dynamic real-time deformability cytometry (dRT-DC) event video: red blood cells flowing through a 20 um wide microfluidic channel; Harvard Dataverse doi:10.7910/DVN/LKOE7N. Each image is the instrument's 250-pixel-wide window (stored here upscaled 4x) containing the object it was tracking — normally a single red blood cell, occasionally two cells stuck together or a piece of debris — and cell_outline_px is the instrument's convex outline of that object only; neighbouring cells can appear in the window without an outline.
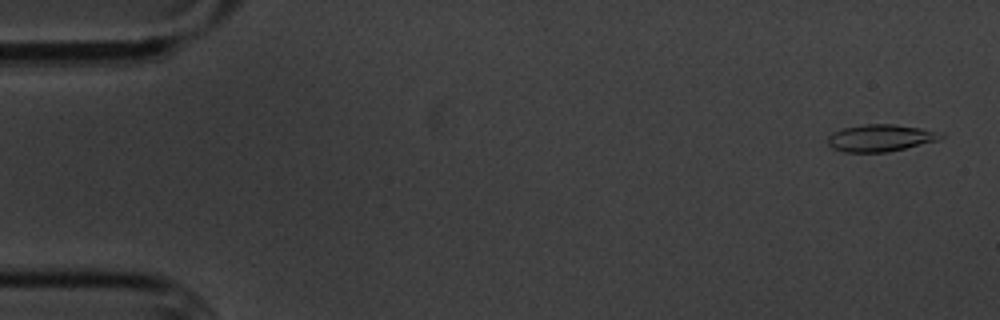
{"species": "common noctule bat (a hibernating species)", "species_latin": "Nyctalus noctula", "temperature_condition": "cold", "stored_images_in_passage": 57, "camera_frame_rate_fps": 3000, "um_per_image_px": 0.085, "animal": {"sex": "male", "body_mass_g": 20.1, "forearm_length_mm": 53.5}, "frame": {"image": 1, "passage_image": 2, "time_ms": 0.333, "image_size_px": [1000, 320], "cell_outline_px": [[944, 136], [936, 140], [888, 152], [844, 152], [832, 148], [828, 144], [828, 136], [832, 132], [844, 128], [864, 124], [892, 124], [920, 128], [944, 132]], "centroid_in_image_um": [74.81, 11.72], "position_along_channel_um": 10.2, "area_um2": 17.69}}
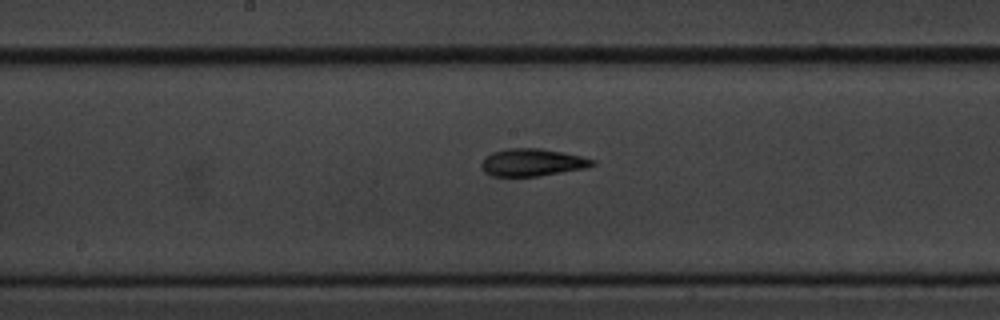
{"frame": {"image": 2, "passage_image": 29, "time_ms": 9.333, "image_size_px": [1000, 320], "cell_outline_px": [[596, 164], [588, 168], [536, 176], [492, 176], [484, 172], [480, 164], [484, 156], [492, 152], [508, 148], [540, 148], [580, 156], [596, 160]], "centroid_in_image_um": [45.22, 13.8], "position_along_channel_um": 203.0, "area_um2": 17.8}}
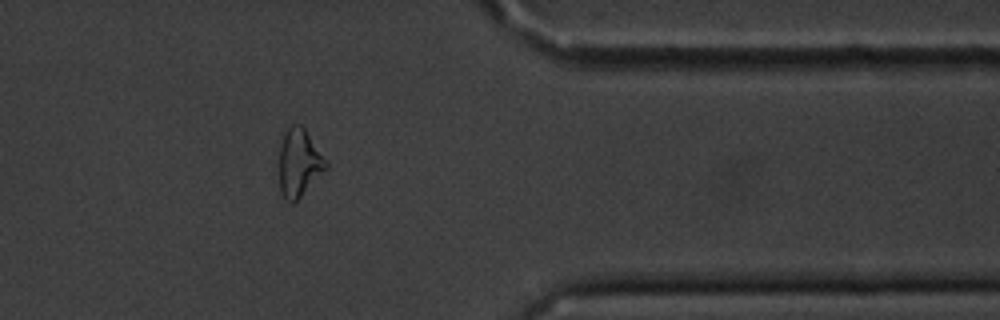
{"frame": {"image": 3, "passage_image": 46, "time_ms": 15.0, "image_size_px": [1000, 320], "cell_outline_px": [[328, 168], [292, 204], [284, 196], [280, 188], [280, 144], [288, 128], [292, 124], [300, 124], [304, 128], [328, 164]], "centroid_in_image_um": [25.42, 13.83], "position_along_channel_um": 386.0, "area_um2": 17.86}, "authors_computed_cell_mechanics": {"area_um2": 17.8602, "velocity_mm_per_s": 3.5089, "shape_relaxation_time_tau1_ms": 3.2054, "shape_relaxation_time_tau2_ms": 5.1539, "deformation_change_tau1": 0.1266, "deformation_change_tau2": 0.1551}}